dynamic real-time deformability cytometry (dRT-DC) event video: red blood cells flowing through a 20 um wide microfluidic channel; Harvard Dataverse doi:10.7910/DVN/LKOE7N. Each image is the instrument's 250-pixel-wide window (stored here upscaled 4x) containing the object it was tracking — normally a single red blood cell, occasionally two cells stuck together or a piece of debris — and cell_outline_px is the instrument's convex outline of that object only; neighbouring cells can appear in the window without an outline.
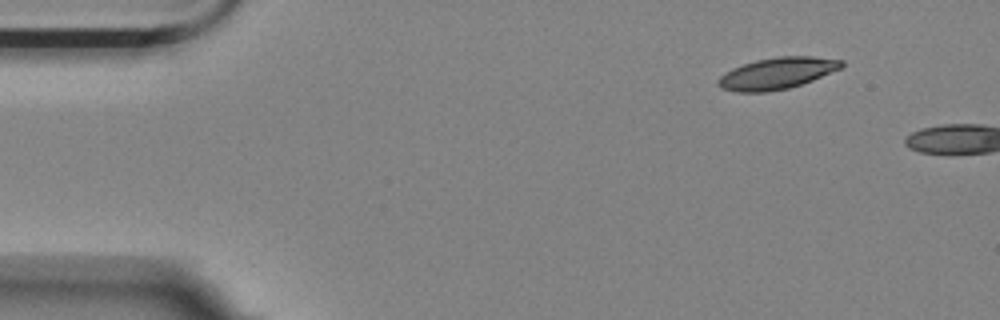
{"species": "Egyptian fruit bat (a non-hibernating species)", "species_latin": "Rousettus aegyptiacus", "temperature_condition": "room temperature", "stored_images_in_passage": 2, "camera_frame_rate_fps": 3000, "um_per_image_px": 0.085, "animal": {"sex": "female"}, "frame": {"image": 1, "passage_image": 1, "time_ms": 0.0, "image_size_px": [1000, 320], "cell_outline_px": [[844, 64], [840, 68], [812, 80], [788, 88], [768, 92], [740, 92], [720, 88], [716, 84], [716, 80], [724, 72], [732, 68], [756, 60], [780, 56], [812, 56], [844, 60]], "centroid_in_image_um": [66.0, 6.23], "position_along_channel_um": 19.0, "area_um2": 22.6}}